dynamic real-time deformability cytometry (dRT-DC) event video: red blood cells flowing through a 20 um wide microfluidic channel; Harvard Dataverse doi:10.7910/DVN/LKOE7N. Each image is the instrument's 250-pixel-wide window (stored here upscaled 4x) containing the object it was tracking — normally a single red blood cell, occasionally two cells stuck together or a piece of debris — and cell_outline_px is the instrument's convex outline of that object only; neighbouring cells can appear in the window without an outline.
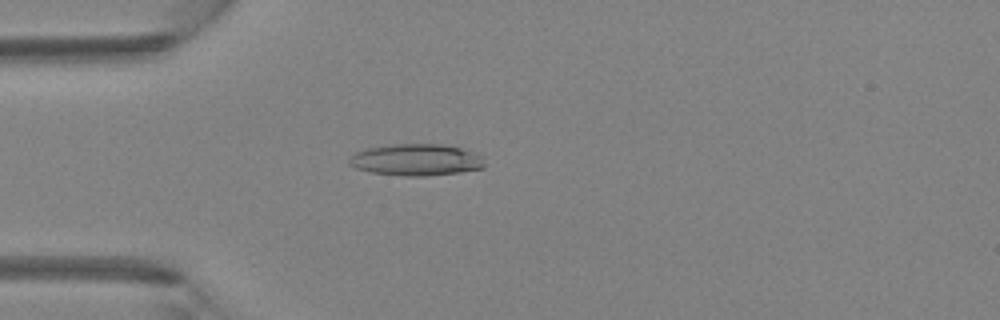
{"species": "Egyptian fruit bat (a non-hibernating species)", "species_latin": "Rousettus aegyptiacus", "temperature_condition": "room temperature", "stored_images_in_passage": 2, "camera_frame_rate_fps": 3000, "um_per_image_px": 0.085, "animal": {"sex": "female"}, "frame": {"image": 1, "passage_image": 2, "time_ms": 2.0, "image_size_px": [1000, 320], "cell_outline_px": [[484, 168], [460, 172], [424, 176], [404, 176], [372, 172], [356, 168], [348, 164], [348, 160], [356, 152], [364, 148], [388, 144], [444, 144], [476, 152], [480, 156], [484, 164]], "centroid_in_image_um": [35.35, 13.57], "position_along_channel_um": 49.6, "area_um2": 25.09}}